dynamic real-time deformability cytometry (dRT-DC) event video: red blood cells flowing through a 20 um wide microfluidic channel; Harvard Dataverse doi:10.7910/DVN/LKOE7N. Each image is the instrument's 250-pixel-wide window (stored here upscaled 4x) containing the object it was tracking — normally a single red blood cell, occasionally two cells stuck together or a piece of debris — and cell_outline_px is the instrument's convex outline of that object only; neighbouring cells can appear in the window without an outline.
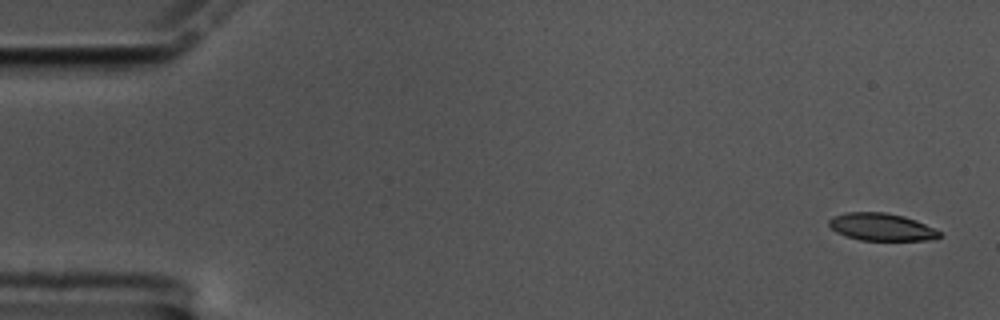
{"species": "common noctule bat (a hibernating species)", "species_latin": "Nyctalus noctula", "temperature_condition": "cold", "stored_images_in_passage": 59, "camera_frame_rate_fps": 3000, "um_per_image_px": 0.085, "animal": {"sex": "male", "body_mass_g": 17.5, "forearm_length_mm": 52.3}, "frame": {"image": 1, "passage_image": 1, "time_ms": 0.0, "image_size_px": [1000, 320], "cell_outline_px": [[944, 236], [936, 240], [860, 240], [836, 232], [828, 224], [828, 220], [832, 216], [848, 212], [884, 212], [904, 216], [916, 220], [940, 232]], "centroid_in_image_um": [74.94, 19.29], "position_along_channel_um": 10.1, "area_um2": 17.69}}
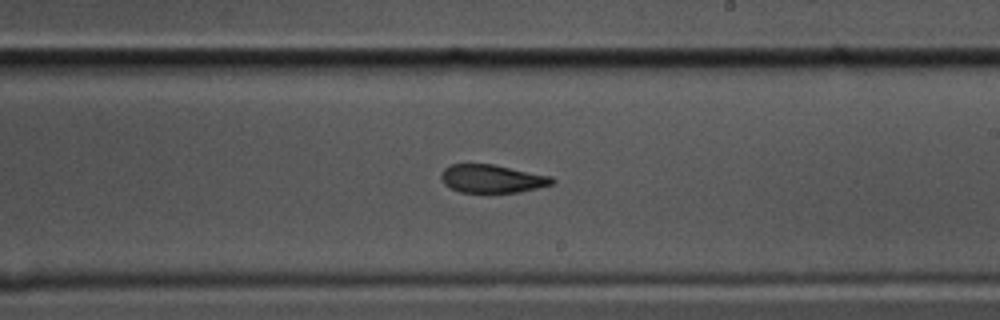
{"frame": {"image": 2, "passage_image": 34, "time_ms": 11.0, "image_size_px": [1000, 320], "cell_outline_px": [[556, 180], [552, 184], [520, 192], [460, 192], [444, 184], [440, 176], [440, 172], [444, 168], [452, 164], [492, 164], [552, 176]], "centroid_in_image_um": [41.82, 15.18], "position_along_channel_um": 247.2, "area_um2": 18.15}}
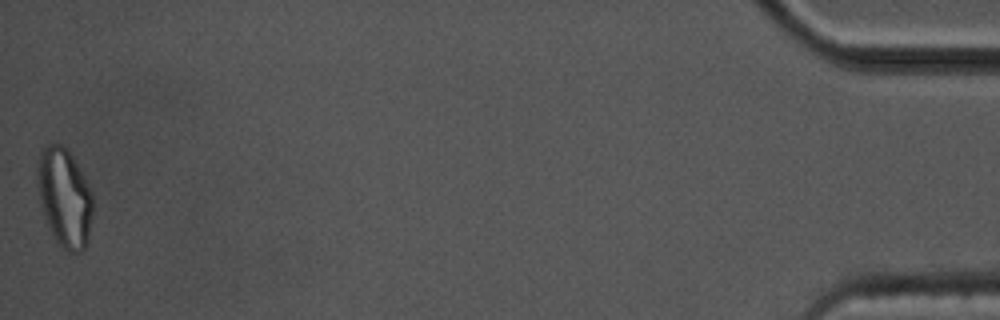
{"frame": {"image": 3, "passage_image": 59, "time_ms": 19.333, "image_size_px": [1000, 320], "cell_outline_px": [[92, 216], [88, 244], [80, 252], [68, 252], [52, 236], [44, 216], [40, 204], [36, 180], [36, 168], [40, 148], [48, 144], [60, 144], [68, 148], [84, 176], [92, 192]], "centroid_in_image_um": [5.46, 16.76], "position_along_channel_um": 429.7, "area_um2": 32.43}, "authors_computed_cell_mechanics": {"area_um2": 19.4786, "velocity_mm_per_s": 3.3413, "shape_relaxation_time_tau1_ms": 5.8575, "shape_relaxation_time_tau2_ms": 4.993, "deformation_change_tau1": 0.1734, "deformation_change_tau2": 0.1335}}